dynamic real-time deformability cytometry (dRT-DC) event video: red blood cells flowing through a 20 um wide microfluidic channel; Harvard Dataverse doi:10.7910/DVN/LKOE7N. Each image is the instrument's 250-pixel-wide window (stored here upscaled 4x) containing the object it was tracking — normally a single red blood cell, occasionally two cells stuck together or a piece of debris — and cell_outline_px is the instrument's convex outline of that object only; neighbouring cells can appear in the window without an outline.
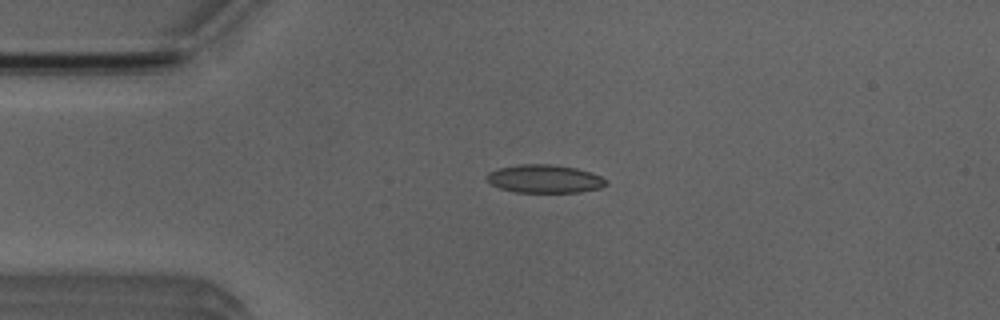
{"species": "Egyptian fruit bat (a non-hibernating species)", "species_latin": "Rousettus aegyptiacus", "temperature_condition": "room temperature", "stored_images_in_passage": 5, "camera_frame_rate_fps": 3000, "um_per_image_px": 0.085, "animal": {"sex": "male"}, "frame": {"image": 1, "passage_image": 4, "time_ms": 3.667, "image_size_px": [1000, 320], "cell_outline_px": [[608, 184], [600, 188], [580, 192], [516, 192], [500, 188], [492, 184], [488, 180], [488, 172], [496, 168], [520, 164], [552, 164], [576, 168], [600, 176], [608, 180]], "centroid_in_image_um": [46.3, 15.19], "position_along_channel_um": 38.7, "area_um2": 19.54}}